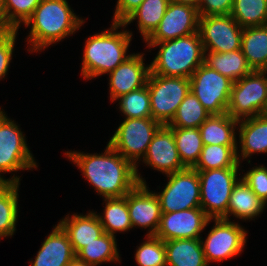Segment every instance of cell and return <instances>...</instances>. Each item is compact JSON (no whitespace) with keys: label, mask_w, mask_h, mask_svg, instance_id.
Segmentation results:
<instances>
[{"label":"cell","mask_w":267,"mask_h":266,"mask_svg":"<svg viewBox=\"0 0 267 266\" xmlns=\"http://www.w3.org/2000/svg\"><path fill=\"white\" fill-rule=\"evenodd\" d=\"M65 155L103 199L124 197L139 184L136 167L109 144L102 154L67 151Z\"/></svg>","instance_id":"1"},{"label":"cell","mask_w":267,"mask_h":266,"mask_svg":"<svg viewBox=\"0 0 267 266\" xmlns=\"http://www.w3.org/2000/svg\"><path fill=\"white\" fill-rule=\"evenodd\" d=\"M85 22L76 16L67 0H41L32 16L25 22L31 27L27 41L29 52H38L62 41Z\"/></svg>","instance_id":"2"},{"label":"cell","mask_w":267,"mask_h":266,"mask_svg":"<svg viewBox=\"0 0 267 266\" xmlns=\"http://www.w3.org/2000/svg\"><path fill=\"white\" fill-rule=\"evenodd\" d=\"M110 26L108 30L93 34L86 40L81 68V75L86 80L106 73L108 75L131 56L127 50L132 32L127 29L118 31L126 27L123 23L112 22Z\"/></svg>","instance_id":"3"},{"label":"cell","mask_w":267,"mask_h":266,"mask_svg":"<svg viewBox=\"0 0 267 266\" xmlns=\"http://www.w3.org/2000/svg\"><path fill=\"white\" fill-rule=\"evenodd\" d=\"M148 48L159 46L150 73L167 77L190 78L204 63V48L199 31L189 36L164 42H145Z\"/></svg>","instance_id":"4"},{"label":"cell","mask_w":267,"mask_h":266,"mask_svg":"<svg viewBox=\"0 0 267 266\" xmlns=\"http://www.w3.org/2000/svg\"><path fill=\"white\" fill-rule=\"evenodd\" d=\"M162 126L153 118H125L108 142L114 150L136 167L140 184H146V180L144 181L138 173V163L144 158L151 140Z\"/></svg>","instance_id":"5"},{"label":"cell","mask_w":267,"mask_h":266,"mask_svg":"<svg viewBox=\"0 0 267 266\" xmlns=\"http://www.w3.org/2000/svg\"><path fill=\"white\" fill-rule=\"evenodd\" d=\"M25 134L14 120L0 109V183H19L20 177L5 179L1 174L18 170L36 169L38 166L25 140Z\"/></svg>","instance_id":"6"},{"label":"cell","mask_w":267,"mask_h":266,"mask_svg":"<svg viewBox=\"0 0 267 266\" xmlns=\"http://www.w3.org/2000/svg\"><path fill=\"white\" fill-rule=\"evenodd\" d=\"M267 71L253 70L233 82L227 114L242 120L264 114L267 109Z\"/></svg>","instance_id":"7"},{"label":"cell","mask_w":267,"mask_h":266,"mask_svg":"<svg viewBox=\"0 0 267 266\" xmlns=\"http://www.w3.org/2000/svg\"><path fill=\"white\" fill-rule=\"evenodd\" d=\"M238 168L197 171L200 179L201 208L210 219L227 220V207L234 185L238 182Z\"/></svg>","instance_id":"8"},{"label":"cell","mask_w":267,"mask_h":266,"mask_svg":"<svg viewBox=\"0 0 267 266\" xmlns=\"http://www.w3.org/2000/svg\"><path fill=\"white\" fill-rule=\"evenodd\" d=\"M146 85L150 93L152 118L162 125H168L190 91V78L150 73Z\"/></svg>","instance_id":"9"},{"label":"cell","mask_w":267,"mask_h":266,"mask_svg":"<svg viewBox=\"0 0 267 266\" xmlns=\"http://www.w3.org/2000/svg\"><path fill=\"white\" fill-rule=\"evenodd\" d=\"M232 84L204 63L190 77V91L211 115L227 113Z\"/></svg>","instance_id":"10"},{"label":"cell","mask_w":267,"mask_h":266,"mask_svg":"<svg viewBox=\"0 0 267 266\" xmlns=\"http://www.w3.org/2000/svg\"><path fill=\"white\" fill-rule=\"evenodd\" d=\"M165 188L157 196L161 213H171L201 207L200 179L197 170L185 168L168 174Z\"/></svg>","instance_id":"11"},{"label":"cell","mask_w":267,"mask_h":266,"mask_svg":"<svg viewBox=\"0 0 267 266\" xmlns=\"http://www.w3.org/2000/svg\"><path fill=\"white\" fill-rule=\"evenodd\" d=\"M214 226L201 240L207 264L221 262L240 255L247 240V231L236 222L213 219Z\"/></svg>","instance_id":"12"},{"label":"cell","mask_w":267,"mask_h":266,"mask_svg":"<svg viewBox=\"0 0 267 266\" xmlns=\"http://www.w3.org/2000/svg\"><path fill=\"white\" fill-rule=\"evenodd\" d=\"M242 32L243 28L231 15H211L199 19L204 51L225 53L241 49Z\"/></svg>","instance_id":"13"},{"label":"cell","mask_w":267,"mask_h":266,"mask_svg":"<svg viewBox=\"0 0 267 266\" xmlns=\"http://www.w3.org/2000/svg\"><path fill=\"white\" fill-rule=\"evenodd\" d=\"M199 19L197 8L170 1L158 27L145 42H164L189 36L199 31Z\"/></svg>","instance_id":"14"},{"label":"cell","mask_w":267,"mask_h":266,"mask_svg":"<svg viewBox=\"0 0 267 266\" xmlns=\"http://www.w3.org/2000/svg\"><path fill=\"white\" fill-rule=\"evenodd\" d=\"M201 207L171 213H161L156 237L163 241L172 239H196L212 222Z\"/></svg>","instance_id":"15"},{"label":"cell","mask_w":267,"mask_h":266,"mask_svg":"<svg viewBox=\"0 0 267 266\" xmlns=\"http://www.w3.org/2000/svg\"><path fill=\"white\" fill-rule=\"evenodd\" d=\"M127 205L132 227L148 228L147 236H155L160 219L161 207L155 192L146 184H138L127 194Z\"/></svg>","instance_id":"16"},{"label":"cell","mask_w":267,"mask_h":266,"mask_svg":"<svg viewBox=\"0 0 267 266\" xmlns=\"http://www.w3.org/2000/svg\"><path fill=\"white\" fill-rule=\"evenodd\" d=\"M145 54L133 53L109 74V94L111 102L116 98L146 85L150 65L143 61Z\"/></svg>","instance_id":"17"},{"label":"cell","mask_w":267,"mask_h":266,"mask_svg":"<svg viewBox=\"0 0 267 266\" xmlns=\"http://www.w3.org/2000/svg\"><path fill=\"white\" fill-rule=\"evenodd\" d=\"M142 162L165 175L186 168L176 148L173 132L166 125L154 135Z\"/></svg>","instance_id":"18"},{"label":"cell","mask_w":267,"mask_h":266,"mask_svg":"<svg viewBox=\"0 0 267 266\" xmlns=\"http://www.w3.org/2000/svg\"><path fill=\"white\" fill-rule=\"evenodd\" d=\"M41 245L30 266H69L76 257L68 235L59 224L55 225Z\"/></svg>","instance_id":"19"},{"label":"cell","mask_w":267,"mask_h":266,"mask_svg":"<svg viewBox=\"0 0 267 266\" xmlns=\"http://www.w3.org/2000/svg\"><path fill=\"white\" fill-rule=\"evenodd\" d=\"M58 224L68 235L75 254L104 233L94 211H89L86 215L73 214L69 216L68 214Z\"/></svg>","instance_id":"20"},{"label":"cell","mask_w":267,"mask_h":266,"mask_svg":"<svg viewBox=\"0 0 267 266\" xmlns=\"http://www.w3.org/2000/svg\"><path fill=\"white\" fill-rule=\"evenodd\" d=\"M239 151H237L238 162L244 160L254 153H267V115L259 114L255 117L239 120ZM241 157V158H240Z\"/></svg>","instance_id":"21"},{"label":"cell","mask_w":267,"mask_h":266,"mask_svg":"<svg viewBox=\"0 0 267 266\" xmlns=\"http://www.w3.org/2000/svg\"><path fill=\"white\" fill-rule=\"evenodd\" d=\"M238 123L227 113L210 115L198 128L203 145L238 146L235 132Z\"/></svg>","instance_id":"22"},{"label":"cell","mask_w":267,"mask_h":266,"mask_svg":"<svg viewBox=\"0 0 267 266\" xmlns=\"http://www.w3.org/2000/svg\"><path fill=\"white\" fill-rule=\"evenodd\" d=\"M167 266H209L201 238L164 241Z\"/></svg>","instance_id":"23"},{"label":"cell","mask_w":267,"mask_h":266,"mask_svg":"<svg viewBox=\"0 0 267 266\" xmlns=\"http://www.w3.org/2000/svg\"><path fill=\"white\" fill-rule=\"evenodd\" d=\"M266 204L240 178L234 185L227 207V220L231 215L241 220H252L266 208Z\"/></svg>","instance_id":"24"},{"label":"cell","mask_w":267,"mask_h":266,"mask_svg":"<svg viewBox=\"0 0 267 266\" xmlns=\"http://www.w3.org/2000/svg\"><path fill=\"white\" fill-rule=\"evenodd\" d=\"M204 64L233 82L253 71L241 49L225 53L204 51Z\"/></svg>","instance_id":"25"},{"label":"cell","mask_w":267,"mask_h":266,"mask_svg":"<svg viewBox=\"0 0 267 266\" xmlns=\"http://www.w3.org/2000/svg\"><path fill=\"white\" fill-rule=\"evenodd\" d=\"M241 51L252 70H267V25L243 28Z\"/></svg>","instance_id":"26"},{"label":"cell","mask_w":267,"mask_h":266,"mask_svg":"<svg viewBox=\"0 0 267 266\" xmlns=\"http://www.w3.org/2000/svg\"><path fill=\"white\" fill-rule=\"evenodd\" d=\"M170 0H144L123 22L125 26L138 19V30L145 41L158 27Z\"/></svg>","instance_id":"27"},{"label":"cell","mask_w":267,"mask_h":266,"mask_svg":"<svg viewBox=\"0 0 267 266\" xmlns=\"http://www.w3.org/2000/svg\"><path fill=\"white\" fill-rule=\"evenodd\" d=\"M20 183H0V239L12 237L18 218V188Z\"/></svg>","instance_id":"28"},{"label":"cell","mask_w":267,"mask_h":266,"mask_svg":"<svg viewBox=\"0 0 267 266\" xmlns=\"http://www.w3.org/2000/svg\"><path fill=\"white\" fill-rule=\"evenodd\" d=\"M116 236L106 232L93 242L87 244L76 253V258L92 266L107 262H119L120 256L117 249Z\"/></svg>","instance_id":"29"},{"label":"cell","mask_w":267,"mask_h":266,"mask_svg":"<svg viewBox=\"0 0 267 266\" xmlns=\"http://www.w3.org/2000/svg\"><path fill=\"white\" fill-rule=\"evenodd\" d=\"M105 207L103 215H98L103 231L115 236V232H127L132 227L128 205L127 194L120 198H104Z\"/></svg>","instance_id":"30"},{"label":"cell","mask_w":267,"mask_h":266,"mask_svg":"<svg viewBox=\"0 0 267 266\" xmlns=\"http://www.w3.org/2000/svg\"><path fill=\"white\" fill-rule=\"evenodd\" d=\"M174 135L175 145L182 164L194 168L200 158L203 142L198 128L168 127Z\"/></svg>","instance_id":"31"},{"label":"cell","mask_w":267,"mask_h":266,"mask_svg":"<svg viewBox=\"0 0 267 266\" xmlns=\"http://www.w3.org/2000/svg\"><path fill=\"white\" fill-rule=\"evenodd\" d=\"M238 146L203 145L200 158L194 167L197 171L221 168H240Z\"/></svg>","instance_id":"32"},{"label":"cell","mask_w":267,"mask_h":266,"mask_svg":"<svg viewBox=\"0 0 267 266\" xmlns=\"http://www.w3.org/2000/svg\"><path fill=\"white\" fill-rule=\"evenodd\" d=\"M230 15L241 28L267 25V0H234Z\"/></svg>","instance_id":"33"},{"label":"cell","mask_w":267,"mask_h":266,"mask_svg":"<svg viewBox=\"0 0 267 266\" xmlns=\"http://www.w3.org/2000/svg\"><path fill=\"white\" fill-rule=\"evenodd\" d=\"M211 114L199 102L196 96L189 91L179 105L175 117L166 125L177 128H199Z\"/></svg>","instance_id":"34"},{"label":"cell","mask_w":267,"mask_h":266,"mask_svg":"<svg viewBox=\"0 0 267 266\" xmlns=\"http://www.w3.org/2000/svg\"><path fill=\"white\" fill-rule=\"evenodd\" d=\"M117 100L119 109L126 118H152L150 93L147 85L121 95L115 101Z\"/></svg>","instance_id":"35"},{"label":"cell","mask_w":267,"mask_h":266,"mask_svg":"<svg viewBox=\"0 0 267 266\" xmlns=\"http://www.w3.org/2000/svg\"><path fill=\"white\" fill-rule=\"evenodd\" d=\"M41 0H1L2 12L7 26L18 30L32 16Z\"/></svg>","instance_id":"36"},{"label":"cell","mask_w":267,"mask_h":266,"mask_svg":"<svg viewBox=\"0 0 267 266\" xmlns=\"http://www.w3.org/2000/svg\"><path fill=\"white\" fill-rule=\"evenodd\" d=\"M138 266H167L165 243L156 236H147L135 252Z\"/></svg>","instance_id":"37"},{"label":"cell","mask_w":267,"mask_h":266,"mask_svg":"<svg viewBox=\"0 0 267 266\" xmlns=\"http://www.w3.org/2000/svg\"><path fill=\"white\" fill-rule=\"evenodd\" d=\"M241 178L251 190L267 205V167L254 166L244 173Z\"/></svg>","instance_id":"38"},{"label":"cell","mask_w":267,"mask_h":266,"mask_svg":"<svg viewBox=\"0 0 267 266\" xmlns=\"http://www.w3.org/2000/svg\"><path fill=\"white\" fill-rule=\"evenodd\" d=\"M18 30L0 34V80L7 75L15 46Z\"/></svg>","instance_id":"39"},{"label":"cell","mask_w":267,"mask_h":266,"mask_svg":"<svg viewBox=\"0 0 267 266\" xmlns=\"http://www.w3.org/2000/svg\"><path fill=\"white\" fill-rule=\"evenodd\" d=\"M234 0H201L198 7L200 17L230 15Z\"/></svg>","instance_id":"40"},{"label":"cell","mask_w":267,"mask_h":266,"mask_svg":"<svg viewBox=\"0 0 267 266\" xmlns=\"http://www.w3.org/2000/svg\"><path fill=\"white\" fill-rule=\"evenodd\" d=\"M144 0H117L112 22L123 23Z\"/></svg>","instance_id":"41"},{"label":"cell","mask_w":267,"mask_h":266,"mask_svg":"<svg viewBox=\"0 0 267 266\" xmlns=\"http://www.w3.org/2000/svg\"><path fill=\"white\" fill-rule=\"evenodd\" d=\"M11 29L7 26L5 22V18L2 12V5H1V0H0V34H5Z\"/></svg>","instance_id":"42"},{"label":"cell","mask_w":267,"mask_h":266,"mask_svg":"<svg viewBox=\"0 0 267 266\" xmlns=\"http://www.w3.org/2000/svg\"><path fill=\"white\" fill-rule=\"evenodd\" d=\"M174 3L190 5L198 9L201 0H170Z\"/></svg>","instance_id":"43"},{"label":"cell","mask_w":267,"mask_h":266,"mask_svg":"<svg viewBox=\"0 0 267 266\" xmlns=\"http://www.w3.org/2000/svg\"><path fill=\"white\" fill-rule=\"evenodd\" d=\"M69 266H92L87 264L84 261H81L79 259H77L76 257L71 261V263L69 264Z\"/></svg>","instance_id":"44"}]
</instances>
